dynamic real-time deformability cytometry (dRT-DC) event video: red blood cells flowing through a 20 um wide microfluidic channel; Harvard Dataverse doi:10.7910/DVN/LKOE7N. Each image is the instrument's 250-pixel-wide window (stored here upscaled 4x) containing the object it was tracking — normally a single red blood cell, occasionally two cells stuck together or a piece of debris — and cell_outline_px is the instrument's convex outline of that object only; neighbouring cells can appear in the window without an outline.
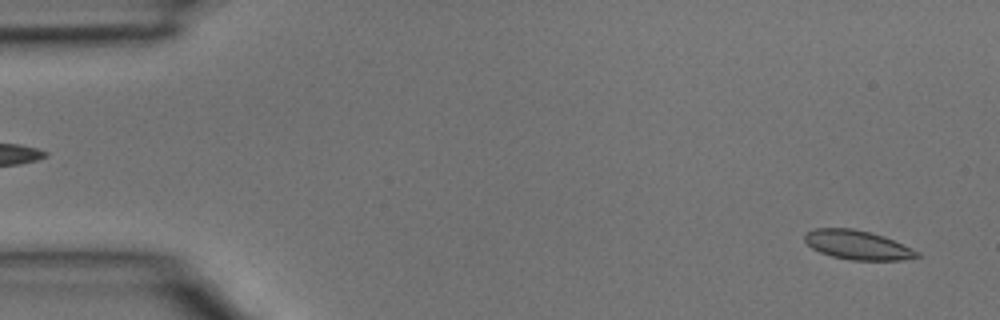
{"species": "common noctule bat (a hibernating species)", "species_latin": "Nyctalus noctula", "temperature_condition": "room temperature", "stored_images_in_passage": 3, "camera_frame_rate_fps": 3000, "um_per_image_px": 0.085, "animal": {"sex": "male", "body_mass_g": 15.6}, "frame": {"image": 1, "passage_image": 1, "time_ms": 0.0, "image_size_px": [1000, 320], "cell_outline_px": [[920, 256], [900, 260], [848, 260], [832, 256], [820, 252], [812, 248], [804, 240], [804, 236], [812, 228], [852, 228], [884, 236], [912, 248], [920, 252]], "centroid_in_image_um": [72.88, 20.82], "position_along_channel_um": 12.1, "area_um2": 19.02}}